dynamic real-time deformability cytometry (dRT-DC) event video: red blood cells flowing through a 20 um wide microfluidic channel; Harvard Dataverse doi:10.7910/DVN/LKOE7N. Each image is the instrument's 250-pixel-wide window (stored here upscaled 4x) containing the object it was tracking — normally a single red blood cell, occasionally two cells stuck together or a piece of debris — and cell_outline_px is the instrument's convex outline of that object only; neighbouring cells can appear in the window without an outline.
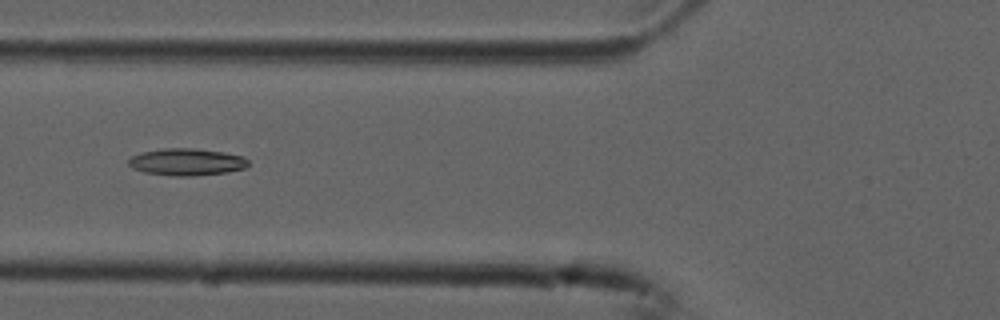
{"species": "common noctule bat (a hibernating species)", "species_latin": "Nyctalus noctula", "temperature_condition": "cold", "stored_images_in_passage": 6, "camera_frame_rate_fps": 3000, "um_per_image_px": 0.085, "animal": {"sex": "male", "forearm_length_mm": 52.5}, "frame": {"image": 1, "passage_image": 6, "time_ms": 1.667, "image_size_px": [1000, 320], "cell_outline_px": [[248, 164], [244, 168], [228, 172], [192, 176], [172, 176], [144, 172], [132, 168], [128, 164], [128, 160], [132, 156], [140, 152], [164, 148], [196, 148], [224, 152], [244, 156], [248, 160]], "centroid_in_image_um": [15.86, 13.76], "position_along_channel_um": 109.9, "area_um2": 19.02}}